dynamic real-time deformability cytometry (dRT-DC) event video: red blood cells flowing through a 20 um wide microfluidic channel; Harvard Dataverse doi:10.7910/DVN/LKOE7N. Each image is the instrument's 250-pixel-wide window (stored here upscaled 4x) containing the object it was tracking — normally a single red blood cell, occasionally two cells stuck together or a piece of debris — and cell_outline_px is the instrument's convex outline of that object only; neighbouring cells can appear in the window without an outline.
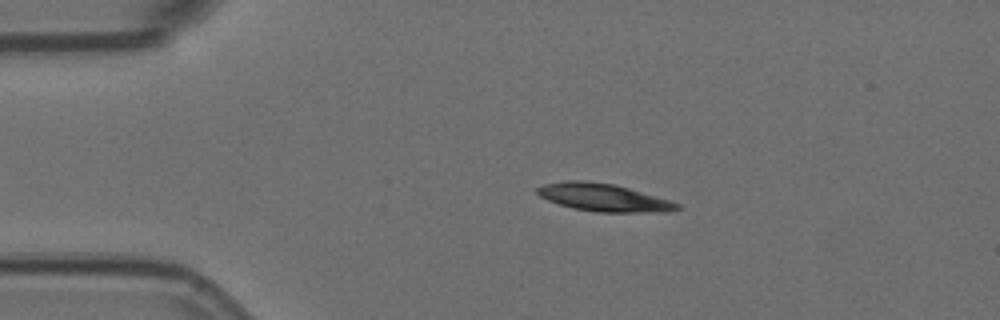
{"species": "Egyptian fruit bat (a non-hibernating species)", "species_latin": "Rousettus aegyptiacus", "temperature_condition": "room temperature", "stored_images_in_passage": 4, "camera_frame_rate_fps": 3000, "um_per_image_px": 0.085, "animal": {"sex": "female"}, "frame": {"image": 1, "passage_image": 2, "time_ms": 0.333, "image_size_px": [1000, 320], "cell_outline_px": [[680, 208], [668, 212], [596, 212], [572, 208], [548, 200], [540, 196], [536, 192], [536, 188], [544, 184], [568, 180], [584, 180], [612, 184], [628, 188], [668, 200], [680, 204]], "centroid_in_image_um": [51.27, 16.79], "position_along_channel_um": 33.7, "area_um2": 22.31}}